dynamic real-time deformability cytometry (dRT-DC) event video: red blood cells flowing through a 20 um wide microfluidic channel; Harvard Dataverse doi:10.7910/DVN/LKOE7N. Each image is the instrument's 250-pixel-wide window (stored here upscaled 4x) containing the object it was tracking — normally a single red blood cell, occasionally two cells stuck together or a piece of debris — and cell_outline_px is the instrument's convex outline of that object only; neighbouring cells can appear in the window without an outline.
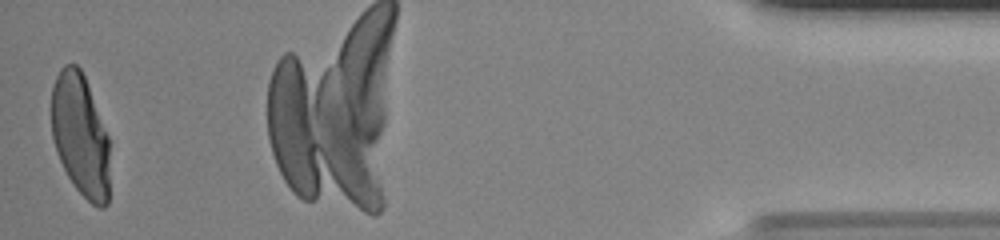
{"species": "human", "species_latin": "Homo sapiens", "temperature_condition": "room temperature", "stored_images_in_passage": 35, "camera_frame_rate_fps": 3000, "um_per_image_px": 0.085, "donor": {"sex": "male"}, "frame": {"image": 1, "passage_image": 35, "time_ms": 11.333, "image_size_px": [1000, 240], "cell_outline_px": [[108, 204], [104, 208], [100, 208], [92, 204], [76, 188], [68, 176], [60, 160], [52, 136], [52, 84], [60, 68], [64, 64], [76, 64], [80, 68], [84, 76], [108, 136]], "centroid_in_image_um": [6.82, 11.48], "position_along_channel_um": 428.4, "area_um2": 41.1}}